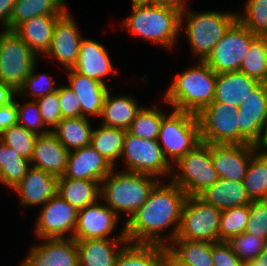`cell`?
Returning a JSON list of instances; mask_svg holds the SVG:
<instances>
[{
    "instance_id": "39",
    "label": "cell",
    "mask_w": 267,
    "mask_h": 266,
    "mask_svg": "<svg viewBox=\"0 0 267 266\" xmlns=\"http://www.w3.org/2000/svg\"><path fill=\"white\" fill-rule=\"evenodd\" d=\"M250 214V204L221 211L219 242H227L232 237L243 233Z\"/></svg>"
},
{
    "instance_id": "56",
    "label": "cell",
    "mask_w": 267,
    "mask_h": 266,
    "mask_svg": "<svg viewBox=\"0 0 267 266\" xmlns=\"http://www.w3.org/2000/svg\"><path fill=\"white\" fill-rule=\"evenodd\" d=\"M132 2H158L159 0H131Z\"/></svg>"
},
{
    "instance_id": "23",
    "label": "cell",
    "mask_w": 267,
    "mask_h": 266,
    "mask_svg": "<svg viewBox=\"0 0 267 266\" xmlns=\"http://www.w3.org/2000/svg\"><path fill=\"white\" fill-rule=\"evenodd\" d=\"M68 87L76 94L81 106V116L99 117L102 113L104 99L109 88L107 84L73 70L67 69Z\"/></svg>"
},
{
    "instance_id": "20",
    "label": "cell",
    "mask_w": 267,
    "mask_h": 266,
    "mask_svg": "<svg viewBox=\"0 0 267 266\" xmlns=\"http://www.w3.org/2000/svg\"><path fill=\"white\" fill-rule=\"evenodd\" d=\"M114 167L91 145L69 153L62 177L102 182Z\"/></svg>"
},
{
    "instance_id": "38",
    "label": "cell",
    "mask_w": 267,
    "mask_h": 266,
    "mask_svg": "<svg viewBox=\"0 0 267 266\" xmlns=\"http://www.w3.org/2000/svg\"><path fill=\"white\" fill-rule=\"evenodd\" d=\"M159 106H143L127 130L130 134L145 140H158L163 117L167 114Z\"/></svg>"
},
{
    "instance_id": "40",
    "label": "cell",
    "mask_w": 267,
    "mask_h": 266,
    "mask_svg": "<svg viewBox=\"0 0 267 266\" xmlns=\"http://www.w3.org/2000/svg\"><path fill=\"white\" fill-rule=\"evenodd\" d=\"M237 20L253 34L267 36V0H247Z\"/></svg>"
},
{
    "instance_id": "55",
    "label": "cell",
    "mask_w": 267,
    "mask_h": 266,
    "mask_svg": "<svg viewBox=\"0 0 267 266\" xmlns=\"http://www.w3.org/2000/svg\"><path fill=\"white\" fill-rule=\"evenodd\" d=\"M159 3L175 6L181 10L188 6V0H159Z\"/></svg>"
},
{
    "instance_id": "43",
    "label": "cell",
    "mask_w": 267,
    "mask_h": 266,
    "mask_svg": "<svg viewBox=\"0 0 267 266\" xmlns=\"http://www.w3.org/2000/svg\"><path fill=\"white\" fill-rule=\"evenodd\" d=\"M227 243L240 258V261L245 263L254 260L263 251L267 242L264 239L243 232L232 237Z\"/></svg>"
},
{
    "instance_id": "44",
    "label": "cell",
    "mask_w": 267,
    "mask_h": 266,
    "mask_svg": "<svg viewBox=\"0 0 267 266\" xmlns=\"http://www.w3.org/2000/svg\"><path fill=\"white\" fill-rule=\"evenodd\" d=\"M17 124L25 127L37 135H45L51 131L43 123L40 109L35 100L20 105L17 101Z\"/></svg>"
},
{
    "instance_id": "36",
    "label": "cell",
    "mask_w": 267,
    "mask_h": 266,
    "mask_svg": "<svg viewBox=\"0 0 267 266\" xmlns=\"http://www.w3.org/2000/svg\"><path fill=\"white\" fill-rule=\"evenodd\" d=\"M243 183L252 201L267 197V152L257 151L251 157Z\"/></svg>"
},
{
    "instance_id": "52",
    "label": "cell",
    "mask_w": 267,
    "mask_h": 266,
    "mask_svg": "<svg viewBox=\"0 0 267 266\" xmlns=\"http://www.w3.org/2000/svg\"><path fill=\"white\" fill-rule=\"evenodd\" d=\"M253 146L260 152H267V117L264 120L259 137Z\"/></svg>"
},
{
    "instance_id": "33",
    "label": "cell",
    "mask_w": 267,
    "mask_h": 266,
    "mask_svg": "<svg viewBox=\"0 0 267 266\" xmlns=\"http://www.w3.org/2000/svg\"><path fill=\"white\" fill-rule=\"evenodd\" d=\"M127 130L108 127L100 124L93 128L91 135V146L100 153L114 168L119 161L122 151L124 138Z\"/></svg>"
},
{
    "instance_id": "30",
    "label": "cell",
    "mask_w": 267,
    "mask_h": 266,
    "mask_svg": "<svg viewBox=\"0 0 267 266\" xmlns=\"http://www.w3.org/2000/svg\"><path fill=\"white\" fill-rule=\"evenodd\" d=\"M100 182L59 177L58 195L77 211L100 199Z\"/></svg>"
},
{
    "instance_id": "2",
    "label": "cell",
    "mask_w": 267,
    "mask_h": 266,
    "mask_svg": "<svg viewBox=\"0 0 267 266\" xmlns=\"http://www.w3.org/2000/svg\"><path fill=\"white\" fill-rule=\"evenodd\" d=\"M122 24L140 39L173 49L181 33V9L158 2H132Z\"/></svg>"
},
{
    "instance_id": "42",
    "label": "cell",
    "mask_w": 267,
    "mask_h": 266,
    "mask_svg": "<svg viewBox=\"0 0 267 266\" xmlns=\"http://www.w3.org/2000/svg\"><path fill=\"white\" fill-rule=\"evenodd\" d=\"M36 67L37 63L33 66L32 71L26 77V80L22 86L17 90V97H19L21 94L24 97L25 94L26 96L29 94L28 97L32 95V97L35 98L32 100H36L58 90V86L56 87L54 84L56 83L54 78L47 73L38 74L35 72Z\"/></svg>"
},
{
    "instance_id": "27",
    "label": "cell",
    "mask_w": 267,
    "mask_h": 266,
    "mask_svg": "<svg viewBox=\"0 0 267 266\" xmlns=\"http://www.w3.org/2000/svg\"><path fill=\"white\" fill-rule=\"evenodd\" d=\"M198 196L221 211L248 205L252 202L246 192L243 181H231L220 178Z\"/></svg>"
},
{
    "instance_id": "10",
    "label": "cell",
    "mask_w": 267,
    "mask_h": 266,
    "mask_svg": "<svg viewBox=\"0 0 267 266\" xmlns=\"http://www.w3.org/2000/svg\"><path fill=\"white\" fill-rule=\"evenodd\" d=\"M38 58L14 31H0V83L8 84L17 91Z\"/></svg>"
},
{
    "instance_id": "5",
    "label": "cell",
    "mask_w": 267,
    "mask_h": 266,
    "mask_svg": "<svg viewBox=\"0 0 267 266\" xmlns=\"http://www.w3.org/2000/svg\"><path fill=\"white\" fill-rule=\"evenodd\" d=\"M236 20L237 12H193L188 7L182 9L181 31L185 23V35L193 57L198 58L197 61H204Z\"/></svg>"
},
{
    "instance_id": "4",
    "label": "cell",
    "mask_w": 267,
    "mask_h": 266,
    "mask_svg": "<svg viewBox=\"0 0 267 266\" xmlns=\"http://www.w3.org/2000/svg\"><path fill=\"white\" fill-rule=\"evenodd\" d=\"M100 184V199L118 216L126 213L129 217L145 203L149 192L160 181L156 177L127 171H115Z\"/></svg>"
},
{
    "instance_id": "41",
    "label": "cell",
    "mask_w": 267,
    "mask_h": 266,
    "mask_svg": "<svg viewBox=\"0 0 267 266\" xmlns=\"http://www.w3.org/2000/svg\"><path fill=\"white\" fill-rule=\"evenodd\" d=\"M37 134L16 124L0 134V141L14 149L20 156L30 160Z\"/></svg>"
},
{
    "instance_id": "31",
    "label": "cell",
    "mask_w": 267,
    "mask_h": 266,
    "mask_svg": "<svg viewBox=\"0 0 267 266\" xmlns=\"http://www.w3.org/2000/svg\"><path fill=\"white\" fill-rule=\"evenodd\" d=\"M91 126L87 117L62 118L51 132L71 152L91 144Z\"/></svg>"
},
{
    "instance_id": "50",
    "label": "cell",
    "mask_w": 267,
    "mask_h": 266,
    "mask_svg": "<svg viewBox=\"0 0 267 266\" xmlns=\"http://www.w3.org/2000/svg\"><path fill=\"white\" fill-rule=\"evenodd\" d=\"M16 0H0V25L1 29L9 30V20Z\"/></svg>"
},
{
    "instance_id": "37",
    "label": "cell",
    "mask_w": 267,
    "mask_h": 266,
    "mask_svg": "<svg viewBox=\"0 0 267 266\" xmlns=\"http://www.w3.org/2000/svg\"><path fill=\"white\" fill-rule=\"evenodd\" d=\"M239 72L259 83H267V36H258L251 43Z\"/></svg>"
},
{
    "instance_id": "57",
    "label": "cell",
    "mask_w": 267,
    "mask_h": 266,
    "mask_svg": "<svg viewBox=\"0 0 267 266\" xmlns=\"http://www.w3.org/2000/svg\"><path fill=\"white\" fill-rule=\"evenodd\" d=\"M242 266H254L251 262H245Z\"/></svg>"
},
{
    "instance_id": "3",
    "label": "cell",
    "mask_w": 267,
    "mask_h": 266,
    "mask_svg": "<svg viewBox=\"0 0 267 266\" xmlns=\"http://www.w3.org/2000/svg\"><path fill=\"white\" fill-rule=\"evenodd\" d=\"M217 74L204 62L198 61L178 73L164 94L167 105L177 111L198 114L215 97Z\"/></svg>"
},
{
    "instance_id": "16",
    "label": "cell",
    "mask_w": 267,
    "mask_h": 266,
    "mask_svg": "<svg viewBox=\"0 0 267 266\" xmlns=\"http://www.w3.org/2000/svg\"><path fill=\"white\" fill-rule=\"evenodd\" d=\"M238 108L239 145L254 144L267 117V83H260Z\"/></svg>"
},
{
    "instance_id": "46",
    "label": "cell",
    "mask_w": 267,
    "mask_h": 266,
    "mask_svg": "<svg viewBox=\"0 0 267 266\" xmlns=\"http://www.w3.org/2000/svg\"><path fill=\"white\" fill-rule=\"evenodd\" d=\"M45 126L52 131L62 119L58 90L35 100Z\"/></svg>"
},
{
    "instance_id": "17",
    "label": "cell",
    "mask_w": 267,
    "mask_h": 266,
    "mask_svg": "<svg viewBox=\"0 0 267 266\" xmlns=\"http://www.w3.org/2000/svg\"><path fill=\"white\" fill-rule=\"evenodd\" d=\"M41 241L30 248L20 266H79L77 243L74 238Z\"/></svg>"
},
{
    "instance_id": "15",
    "label": "cell",
    "mask_w": 267,
    "mask_h": 266,
    "mask_svg": "<svg viewBox=\"0 0 267 266\" xmlns=\"http://www.w3.org/2000/svg\"><path fill=\"white\" fill-rule=\"evenodd\" d=\"M67 10L55 23L50 48L44 55L56 60L66 70L76 65L83 37L77 23Z\"/></svg>"
},
{
    "instance_id": "28",
    "label": "cell",
    "mask_w": 267,
    "mask_h": 266,
    "mask_svg": "<svg viewBox=\"0 0 267 266\" xmlns=\"http://www.w3.org/2000/svg\"><path fill=\"white\" fill-rule=\"evenodd\" d=\"M142 107L138 105L137 99L133 96L123 94L113 96L109 90L104 99L100 116L101 124L128 130Z\"/></svg>"
},
{
    "instance_id": "51",
    "label": "cell",
    "mask_w": 267,
    "mask_h": 266,
    "mask_svg": "<svg viewBox=\"0 0 267 266\" xmlns=\"http://www.w3.org/2000/svg\"><path fill=\"white\" fill-rule=\"evenodd\" d=\"M17 96V91L10 85L0 83V106L9 104Z\"/></svg>"
},
{
    "instance_id": "9",
    "label": "cell",
    "mask_w": 267,
    "mask_h": 266,
    "mask_svg": "<svg viewBox=\"0 0 267 266\" xmlns=\"http://www.w3.org/2000/svg\"><path fill=\"white\" fill-rule=\"evenodd\" d=\"M120 159L125 164L123 171L147 174L161 180L172 176V165L164 157L158 140H145L126 131Z\"/></svg>"
},
{
    "instance_id": "45",
    "label": "cell",
    "mask_w": 267,
    "mask_h": 266,
    "mask_svg": "<svg viewBox=\"0 0 267 266\" xmlns=\"http://www.w3.org/2000/svg\"><path fill=\"white\" fill-rule=\"evenodd\" d=\"M244 232L267 242V203L264 200L250 203L249 220Z\"/></svg>"
},
{
    "instance_id": "12",
    "label": "cell",
    "mask_w": 267,
    "mask_h": 266,
    "mask_svg": "<svg viewBox=\"0 0 267 266\" xmlns=\"http://www.w3.org/2000/svg\"><path fill=\"white\" fill-rule=\"evenodd\" d=\"M238 110V107L222 102H212L203 108L197 114L201 141L239 145Z\"/></svg>"
},
{
    "instance_id": "49",
    "label": "cell",
    "mask_w": 267,
    "mask_h": 266,
    "mask_svg": "<svg viewBox=\"0 0 267 266\" xmlns=\"http://www.w3.org/2000/svg\"><path fill=\"white\" fill-rule=\"evenodd\" d=\"M17 97L9 104L0 106V134L17 124Z\"/></svg>"
},
{
    "instance_id": "35",
    "label": "cell",
    "mask_w": 267,
    "mask_h": 266,
    "mask_svg": "<svg viewBox=\"0 0 267 266\" xmlns=\"http://www.w3.org/2000/svg\"><path fill=\"white\" fill-rule=\"evenodd\" d=\"M31 167L30 160L0 141V183L14 188Z\"/></svg>"
},
{
    "instance_id": "34",
    "label": "cell",
    "mask_w": 267,
    "mask_h": 266,
    "mask_svg": "<svg viewBox=\"0 0 267 266\" xmlns=\"http://www.w3.org/2000/svg\"><path fill=\"white\" fill-rule=\"evenodd\" d=\"M167 249L188 266H214L211 242L173 240Z\"/></svg>"
},
{
    "instance_id": "1",
    "label": "cell",
    "mask_w": 267,
    "mask_h": 266,
    "mask_svg": "<svg viewBox=\"0 0 267 266\" xmlns=\"http://www.w3.org/2000/svg\"><path fill=\"white\" fill-rule=\"evenodd\" d=\"M159 181L145 203L125 221L129 243L157 244L167 247L175 238L188 195L171 180ZM171 229L169 235L162 232Z\"/></svg>"
},
{
    "instance_id": "24",
    "label": "cell",
    "mask_w": 267,
    "mask_h": 266,
    "mask_svg": "<svg viewBox=\"0 0 267 266\" xmlns=\"http://www.w3.org/2000/svg\"><path fill=\"white\" fill-rule=\"evenodd\" d=\"M79 266H115L127 239L76 240Z\"/></svg>"
},
{
    "instance_id": "53",
    "label": "cell",
    "mask_w": 267,
    "mask_h": 266,
    "mask_svg": "<svg viewBox=\"0 0 267 266\" xmlns=\"http://www.w3.org/2000/svg\"><path fill=\"white\" fill-rule=\"evenodd\" d=\"M251 263L254 266H267V243L263 251Z\"/></svg>"
},
{
    "instance_id": "11",
    "label": "cell",
    "mask_w": 267,
    "mask_h": 266,
    "mask_svg": "<svg viewBox=\"0 0 267 266\" xmlns=\"http://www.w3.org/2000/svg\"><path fill=\"white\" fill-rule=\"evenodd\" d=\"M258 37L236 20L204 62L216 73L237 72L251 43Z\"/></svg>"
},
{
    "instance_id": "48",
    "label": "cell",
    "mask_w": 267,
    "mask_h": 266,
    "mask_svg": "<svg viewBox=\"0 0 267 266\" xmlns=\"http://www.w3.org/2000/svg\"><path fill=\"white\" fill-rule=\"evenodd\" d=\"M214 266H242L240 258L233 252L227 242L212 243Z\"/></svg>"
},
{
    "instance_id": "6",
    "label": "cell",
    "mask_w": 267,
    "mask_h": 266,
    "mask_svg": "<svg viewBox=\"0 0 267 266\" xmlns=\"http://www.w3.org/2000/svg\"><path fill=\"white\" fill-rule=\"evenodd\" d=\"M172 110L162 119L158 142L164 157L173 166L202 141L197 115Z\"/></svg>"
},
{
    "instance_id": "13",
    "label": "cell",
    "mask_w": 267,
    "mask_h": 266,
    "mask_svg": "<svg viewBox=\"0 0 267 266\" xmlns=\"http://www.w3.org/2000/svg\"><path fill=\"white\" fill-rule=\"evenodd\" d=\"M41 207L35 223V236L39 239L74 237L78 211L73 206L57 195Z\"/></svg>"
},
{
    "instance_id": "25",
    "label": "cell",
    "mask_w": 267,
    "mask_h": 266,
    "mask_svg": "<svg viewBox=\"0 0 267 266\" xmlns=\"http://www.w3.org/2000/svg\"><path fill=\"white\" fill-rule=\"evenodd\" d=\"M260 83L239 71L218 73L213 102L239 107Z\"/></svg>"
},
{
    "instance_id": "8",
    "label": "cell",
    "mask_w": 267,
    "mask_h": 266,
    "mask_svg": "<svg viewBox=\"0 0 267 266\" xmlns=\"http://www.w3.org/2000/svg\"><path fill=\"white\" fill-rule=\"evenodd\" d=\"M221 210L199 196H188L174 240L219 242Z\"/></svg>"
},
{
    "instance_id": "26",
    "label": "cell",
    "mask_w": 267,
    "mask_h": 266,
    "mask_svg": "<svg viewBox=\"0 0 267 266\" xmlns=\"http://www.w3.org/2000/svg\"><path fill=\"white\" fill-rule=\"evenodd\" d=\"M61 16L39 15L21 23L14 32L40 57L50 48L56 21Z\"/></svg>"
},
{
    "instance_id": "47",
    "label": "cell",
    "mask_w": 267,
    "mask_h": 266,
    "mask_svg": "<svg viewBox=\"0 0 267 266\" xmlns=\"http://www.w3.org/2000/svg\"><path fill=\"white\" fill-rule=\"evenodd\" d=\"M58 98L62 118H75L81 116V106L76 94L68 85L58 86Z\"/></svg>"
},
{
    "instance_id": "18",
    "label": "cell",
    "mask_w": 267,
    "mask_h": 266,
    "mask_svg": "<svg viewBox=\"0 0 267 266\" xmlns=\"http://www.w3.org/2000/svg\"><path fill=\"white\" fill-rule=\"evenodd\" d=\"M211 158L220 179L243 181L251 157L258 151L253 144H210Z\"/></svg>"
},
{
    "instance_id": "19",
    "label": "cell",
    "mask_w": 267,
    "mask_h": 266,
    "mask_svg": "<svg viewBox=\"0 0 267 266\" xmlns=\"http://www.w3.org/2000/svg\"><path fill=\"white\" fill-rule=\"evenodd\" d=\"M19 195L22 206H42L58 195L59 177L30 167L23 179L12 188Z\"/></svg>"
},
{
    "instance_id": "22",
    "label": "cell",
    "mask_w": 267,
    "mask_h": 266,
    "mask_svg": "<svg viewBox=\"0 0 267 266\" xmlns=\"http://www.w3.org/2000/svg\"><path fill=\"white\" fill-rule=\"evenodd\" d=\"M69 153L52 132L38 135L30 165L55 177H62L66 170Z\"/></svg>"
},
{
    "instance_id": "29",
    "label": "cell",
    "mask_w": 267,
    "mask_h": 266,
    "mask_svg": "<svg viewBox=\"0 0 267 266\" xmlns=\"http://www.w3.org/2000/svg\"><path fill=\"white\" fill-rule=\"evenodd\" d=\"M67 0H16L9 30L14 31L21 23L39 15L62 16L68 9Z\"/></svg>"
},
{
    "instance_id": "14",
    "label": "cell",
    "mask_w": 267,
    "mask_h": 266,
    "mask_svg": "<svg viewBox=\"0 0 267 266\" xmlns=\"http://www.w3.org/2000/svg\"><path fill=\"white\" fill-rule=\"evenodd\" d=\"M102 199L86 206L78 211L77 226L74 232L75 240L85 239H127L125 235V225L120 233L112 238L117 223L118 216L106 204H100Z\"/></svg>"
},
{
    "instance_id": "7",
    "label": "cell",
    "mask_w": 267,
    "mask_h": 266,
    "mask_svg": "<svg viewBox=\"0 0 267 266\" xmlns=\"http://www.w3.org/2000/svg\"><path fill=\"white\" fill-rule=\"evenodd\" d=\"M172 167L170 180L188 196H198L219 179L212 162L210 144L205 142L198 144Z\"/></svg>"
},
{
    "instance_id": "32",
    "label": "cell",
    "mask_w": 267,
    "mask_h": 266,
    "mask_svg": "<svg viewBox=\"0 0 267 266\" xmlns=\"http://www.w3.org/2000/svg\"><path fill=\"white\" fill-rule=\"evenodd\" d=\"M115 266H166V247L128 243L120 251Z\"/></svg>"
},
{
    "instance_id": "21",
    "label": "cell",
    "mask_w": 267,
    "mask_h": 266,
    "mask_svg": "<svg viewBox=\"0 0 267 266\" xmlns=\"http://www.w3.org/2000/svg\"><path fill=\"white\" fill-rule=\"evenodd\" d=\"M73 70L103 84H107L105 81L107 76L116 77L115 72L117 71L113 68L105 46L93 39L84 37L81 40L78 59Z\"/></svg>"
},
{
    "instance_id": "54",
    "label": "cell",
    "mask_w": 267,
    "mask_h": 266,
    "mask_svg": "<svg viewBox=\"0 0 267 266\" xmlns=\"http://www.w3.org/2000/svg\"><path fill=\"white\" fill-rule=\"evenodd\" d=\"M166 266H188L180 262L166 247Z\"/></svg>"
}]
</instances>
